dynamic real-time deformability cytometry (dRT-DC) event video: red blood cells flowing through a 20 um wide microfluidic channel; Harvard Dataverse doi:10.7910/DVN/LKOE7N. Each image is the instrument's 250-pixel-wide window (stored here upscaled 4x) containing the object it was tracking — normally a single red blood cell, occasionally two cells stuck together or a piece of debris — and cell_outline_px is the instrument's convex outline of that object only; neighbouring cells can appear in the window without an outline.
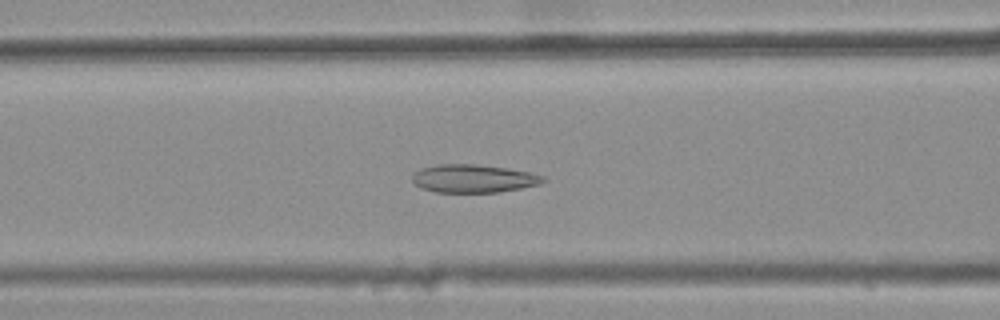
{"species": "common noctule bat (a hibernating species)", "species_latin": "Nyctalus noctula", "temperature_condition": "warm", "stored_images_in_passage": 38, "camera_frame_rate_fps": 3000, "um_per_image_px": 0.085, "animal": {"sex": "female", "body_mass_g": 25.1}, "frame": {"image": 1, "passage_image": 21, "time_ms": 6.667, "image_size_px": [1000, 320], "cell_outline_px": [[548, 180], [540, 184], [500, 192], [436, 192], [420, 188], [412, 180], [412, 176], [420, 168], [436, 164], [476, 164], [508, 168], [528, 172], [544, 176]], "centroid_in_image_um": [40.25, 15.17], "position_along_channel_um": 126.4, "area_um2": 21.5}}
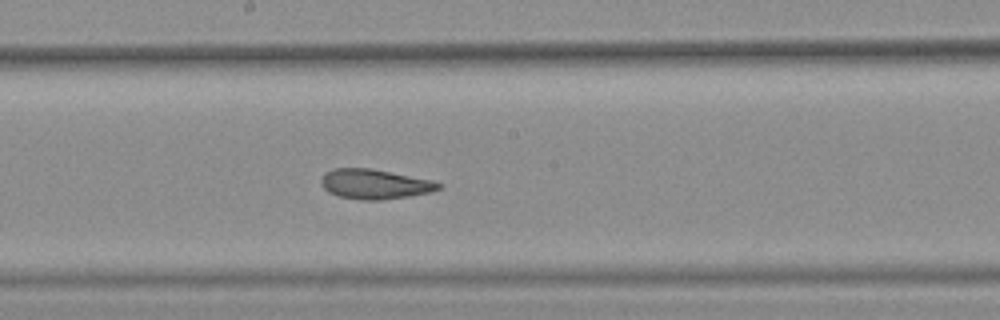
{"frame": {"image": 2, "passage_image": 28, "time_ms": 9.0, "image_size_px": [1000, 320], "cell_outline_px": [[444, 184], [440, 188], [432, 192], [408, 196], [380, 200], [360, 200], [340, 196], [328, 192], [320, 184], [320, 180], [324, 172], [332, 168], [368, 168], [432, 180]], "centroid_in_image_um": [31.83, 15.65], "position_along_channel_um": 216.4, "area_um2": 20.4}}
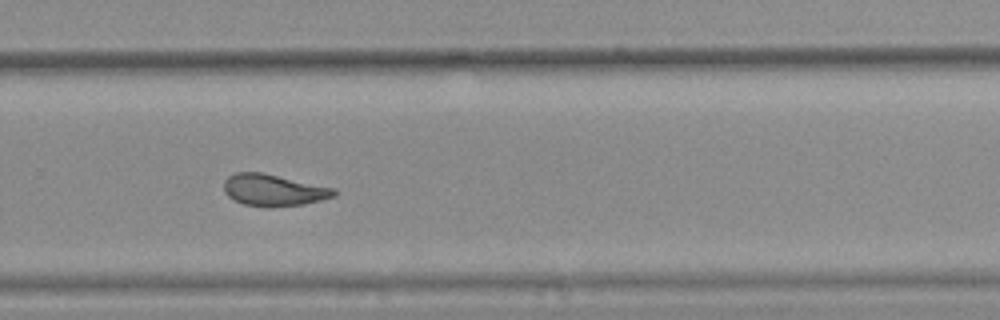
{"frame": {"image": 3, "passage_image": 35, "time_ms": 11.333, "image_size_px": [1000, 320], "cell_outline_px": [[336, 196], [304, 204], [268, 208], [244, 204], [228, 196], [224, 192], [224, 180], [228, 176], [236, 172], [260, 172], [336, 188]], "centroid_in_image_um": [23.25, 16.16], "position_along_channel_um": 306.5, "area_um2": 20.4}}